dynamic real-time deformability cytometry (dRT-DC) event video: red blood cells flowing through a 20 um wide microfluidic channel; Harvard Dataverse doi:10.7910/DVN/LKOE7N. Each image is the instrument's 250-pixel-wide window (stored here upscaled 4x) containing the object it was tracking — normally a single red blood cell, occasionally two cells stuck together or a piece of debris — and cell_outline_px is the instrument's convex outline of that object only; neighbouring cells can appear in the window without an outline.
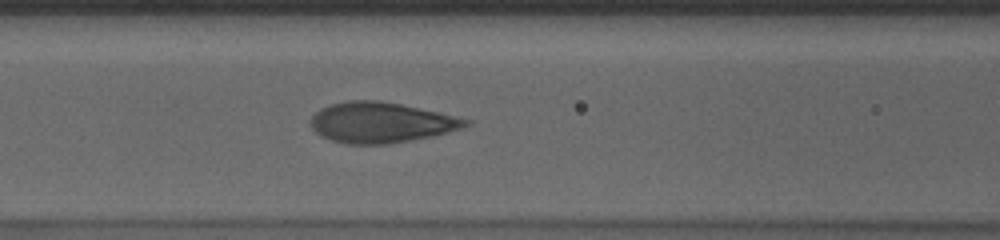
{"species": "human", "species_latin": "Homo sapiens", "temperature_condition": "cold", "stored_images_in_passage": 35, "camera_frame_rate_fps": 3000, "um_per_image_px": 0.085, "donor": {"sex": "male"}, "frame": {"image": 1, "passage_image": 10, "time_ms": 3.0, "image_size_px": [1000, 240], "cell_outline_px": [[472, 124], [464, 128], [432, 136], [412, 140], [388, 144], [348, 144], [332, 140], [320, 136], [312, 128], [312, 116], [320, 108], [332, 104], [348, 100], [380, 100], [440, 112], [472, 120]], "centroid_in_image_um": [32.43, 10.41], "position_along_channel_um": 134.2, "area_um2": 36.65}}
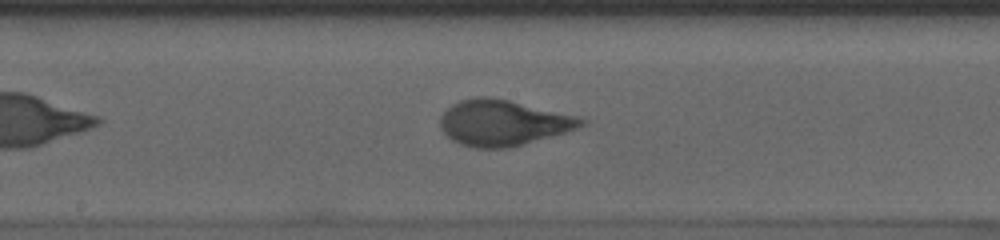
{"frame": {"image": 2, "passage_image": 16, "time_ms": 5.0, "image_size_px": [1000, 240], "cell_outline_px": [[588, 124], [564, 132], [508, 148], [472, 148], [460, 144], [452, 140], [440, 128], [440, 116], [452, 104], [460, 100], [476, 96], [488, 96], [508, 100], [584, 116], [588, 120]], "centroid_in_image_um": [42.79, 10.42], "position_along_channel_um": 205.4, "area_um2": 37.86}}
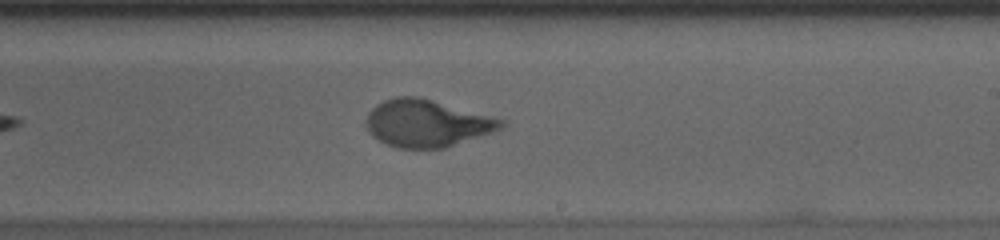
{"frame": {"image": 3, "passage_image": 20, "time_ms": 6.333, "image_size_px": [1000, 240], "cell_outline_px": [[508, 124], [492, 132], [444, 148], [396, 148], [384, 144], [372, 136], [368, 132], [368, 112], [376, 104], [384, 100], [396, 96], [420, 96], [504, 120]], "centroid_in_image_um": [36.25, 10.48], "position_along_channel_um": 252.7, "area_um2": 36.99}, "authors_computed_cell_mechanics": {"area_um2": 36.992, "velocity_mm_per_s": 3.5719, "shape_relaxation_time_tau1_ms": 5.5729, "shape_relaxation_time_tau2_ms": null, "deformation_change_tau1": 0.2237, "deformation_change_tau2": null}}